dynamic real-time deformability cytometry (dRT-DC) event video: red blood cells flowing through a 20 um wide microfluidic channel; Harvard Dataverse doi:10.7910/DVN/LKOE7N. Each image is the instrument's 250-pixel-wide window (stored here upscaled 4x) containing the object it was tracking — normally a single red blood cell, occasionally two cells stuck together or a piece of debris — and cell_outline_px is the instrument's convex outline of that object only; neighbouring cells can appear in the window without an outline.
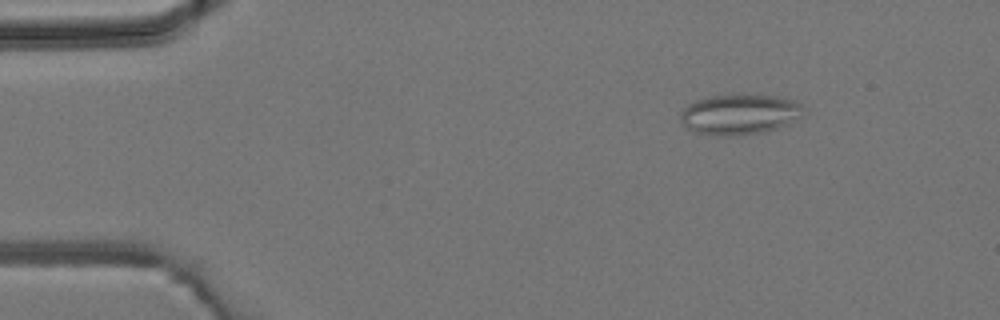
{"species": "common noctule bat (a hibernating species)", "species_latin": "Nyctalus noctula", "temperature_condition": "room temperature", "stored_images_in_passage": 4, "camera_frame_rate_fps": 3000, "um_per_image_px": 0.085, "animal": {"sex": "male", "body_mass_g": 19.2, "forearm_length_mm": 51.8}, "frame": {"image": 1, "passage_image": 2, "time_ms": 1.333, "image_size_px": [1000, 320], "cell_outline_px": [[808, 112], [804, 116], [788, 124], [764, 132], [736, 136], [716, 136], [692, 132], [680, 120], [680, 112], [688, 104], [696, 100], [712, 96], [736, 92], [744, 92], [776, 96], [792, 100], [804, 104]], "centroid_in_image_um": [62.92, 9.69], "position_along_channel_um": 22.1, "area_um2": 30.17}}